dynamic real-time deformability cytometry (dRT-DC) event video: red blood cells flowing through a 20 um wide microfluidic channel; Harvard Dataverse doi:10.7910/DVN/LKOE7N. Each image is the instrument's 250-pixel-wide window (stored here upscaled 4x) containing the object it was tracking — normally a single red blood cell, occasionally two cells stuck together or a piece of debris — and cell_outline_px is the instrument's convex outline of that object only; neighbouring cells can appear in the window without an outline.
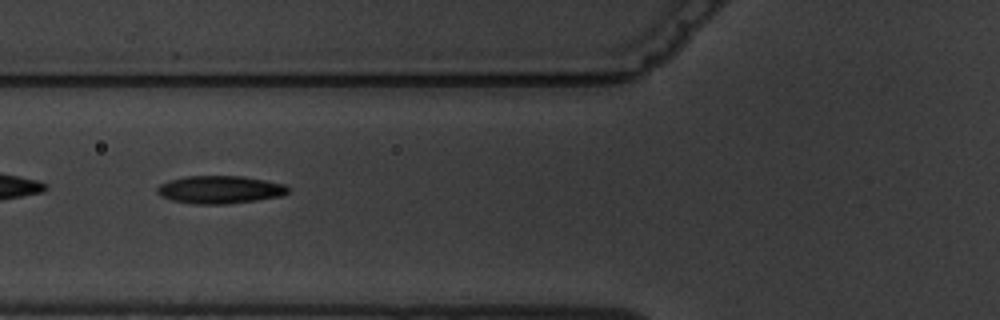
{"species": "common noctule bat (a hibernating species)", "species_latin": "Nyctalus noctula", "temperature_condition": "warm", "stored_images_in_passage": 7, "camera_frame_rate_fps": 3000, "um_per_image_px": 0.085, "animal": {"sex": "male", "body_mass_g": 19.5, "forearm_length_mm": 54.6}, "frame": {"image": 1, "passage_image": 3, "time_ms": 3.333, "image_size_px": [1000, 320], "cell_outline_px": [[288, 192], [280, 196], [256, 200], [224, 204], [192, 204], [172, 200], [160, 196], [156, 192], [156, 188], [160, 184], [168, 180], [184, 176], [244, 176], [284, 184], [288, 188]], "centroid_in_image_um": [18.63, 16.11], "position_along_channel_um": 107.2, "area_um2": 21.21}}